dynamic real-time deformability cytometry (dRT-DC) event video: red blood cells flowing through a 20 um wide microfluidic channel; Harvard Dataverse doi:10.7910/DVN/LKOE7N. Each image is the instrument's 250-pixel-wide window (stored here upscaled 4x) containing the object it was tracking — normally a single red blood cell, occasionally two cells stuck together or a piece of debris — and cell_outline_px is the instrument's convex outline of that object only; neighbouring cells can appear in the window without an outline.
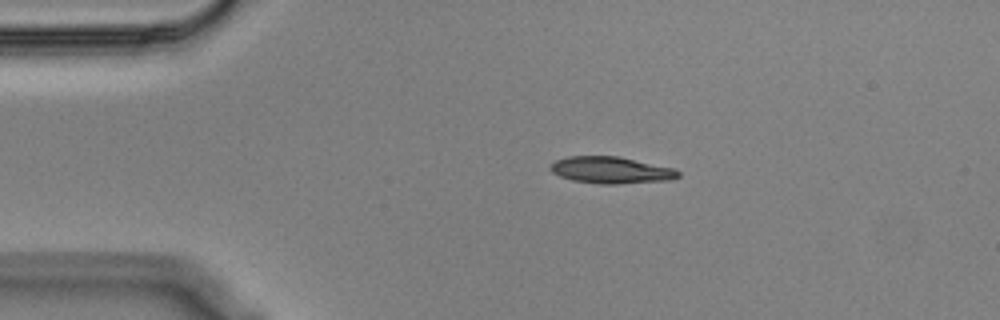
{"species": "Egyptian fruit bat (a non-hibernating species)", "species_latin": "Rousettus aegyptiacus", "temperature_condition": "cold", "stored_images_in_passage": 46, "camera_frame_rate_fps": 3000, "um_per_image_px": 0.085, "animal": {"sex": "male"}, "frame": {"image": 1, "passage_image": 1, "time_ms": 0.0, "image_size_px": [1000, 320], "cell_outline_px": [[680, 176], [668, 180], [616, 184], [600, 184], [572, 180], [560, 176], [552, 172], [548, 168], [556, 160], [568, 156], [616, 156], [676, 168], [680, 172]], "centroid_in_image_um": [51.94, 14.46], "position_along_channel_um": 33.1, "area_um2": 19.88}}
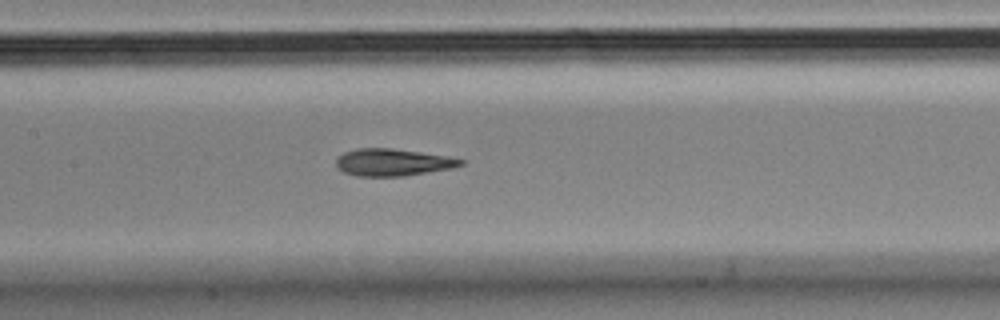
{"frame": {"image": 2, "passage_image": 16, "time_ms": 5.0, "image_size_px": [1000, 320], "cell_outline_px": [[464, 164], [452, 168], [404, 176], [356, 176], [344, 172], [336, 168], [336, 160], [344, 152], [356, 148], [392, 148], [420, 152], [444, 156], [464, 160]], "centroid_in_image_um": [33.34, 13.8], "position_along_channel_um": 174.1, "area_um2": 19.59}}
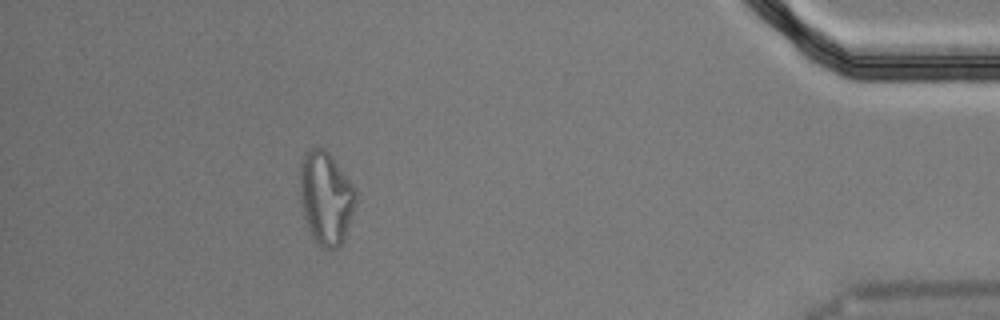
{"frame": {"image": 3, "passage_image": 40, "time_ms": 13.0, "image_size_px": [1000, 320], "cell_outline_px": [[356, 204], [344, 240], [336, 248], [324, 248], [316, 244], [304, 216], [300, 200], [300, 164], [304, 156], [312, 148], [324, 148], [328, 152], [356, 188]], "centroid_in_image_um": [27.71, 16.83], "position_along_channel_um": 407.5, "area_um2": 30.06}, "authors_computed_cell_mechanics": {"area_um2": 20.4612, "velocity_mm_per_s": 3.5813, "shape_relaxation_time_tau1_ms": null, "shape_relaxation_time_tau2_ms": 3.7407, "deformation_change_tau1": null, "deformation_change_tau2": 0.1296}}